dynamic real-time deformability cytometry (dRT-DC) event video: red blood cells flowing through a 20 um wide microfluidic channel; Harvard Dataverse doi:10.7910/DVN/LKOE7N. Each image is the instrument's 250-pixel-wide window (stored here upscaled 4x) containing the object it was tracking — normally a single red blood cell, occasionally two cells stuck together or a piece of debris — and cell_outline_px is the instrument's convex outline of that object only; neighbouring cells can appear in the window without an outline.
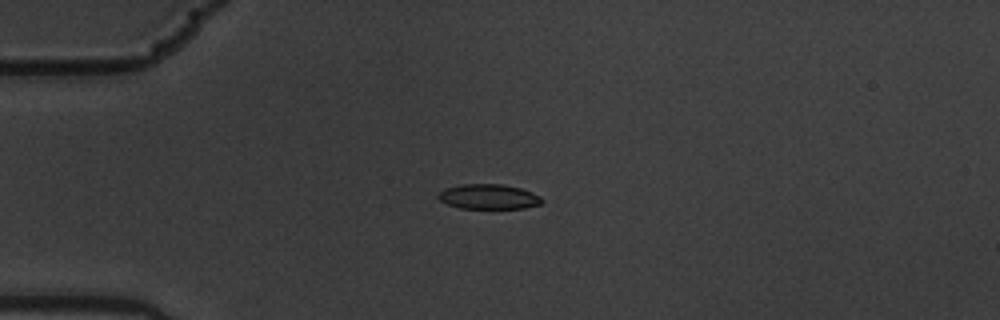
{"species": "common noctule bat (a hibernating species)", "species_latin": "Nyctalus noctula", "temperature_condition": "warm", "stored_images_in_passage": 4, "camera_frame_rate_fps": 3000, "um_per_image_px": 0.085, "animal": {"sex": "male", "body_mass_g": 19.5, "forearm_length_mm": 54.6}, "frame": {"image": 1, "passage_image": 3, "time_ms": 0.667, "image_size_px": [1000, 320], "cell_outline_px": [[544, 200], [540, 204], [524, 208], [460, 208], [448, 204], [440, 200], [436, 196], [444, 188], [460, 184], [504, 184], [520, 188], [532, 192], [540, 196]], "centroid_in_image_um": [41.53, 16.71], "position_along_channel_um": 43.5, "area_um2": 15.09}}